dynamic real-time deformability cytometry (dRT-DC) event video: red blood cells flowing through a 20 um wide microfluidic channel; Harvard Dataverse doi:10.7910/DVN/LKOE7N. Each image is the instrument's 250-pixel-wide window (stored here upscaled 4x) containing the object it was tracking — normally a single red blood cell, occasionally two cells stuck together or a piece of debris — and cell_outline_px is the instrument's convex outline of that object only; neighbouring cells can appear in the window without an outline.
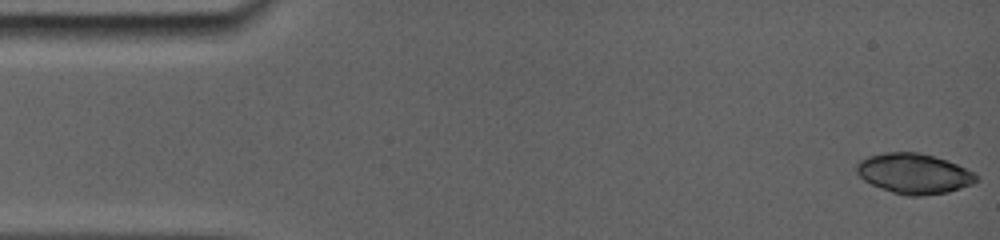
{"species": "common noctule bat (a hibernating species)", "species_latin": "Nyctalus noctula", "temperature_condition": "room temperature", "stored_images_in_passage": 10, "camera_frame_rate_fps": 5000, "um_per_image_px": 0.085, "animal": {"sex": "female", "body_mass_g": 19.0, "forearm_length_mm": 56.7}, "frame": {"image": 1, "passage_image": 1, "time_ms": 0.0, "image_size_px": [1000, 240], "cell_outline_px": [[976, 180], [968, 184], [944, 192], [920, 196], [908, 196], [892, 192], [872, 184], [864, 180], [856, 172], [856, 168], [864, 160], [872, 156], [896, 152], [912, 152], [932, 156], [956, 164], [972, 172], [976, 176]], "centroid_in_image_um": [77.66, 14.77], "position_along_channel_um": 7.3, "area_um2": 26.7}}
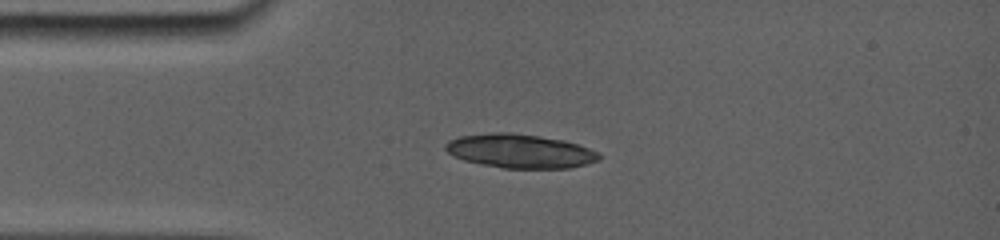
{"frame": {"image": 2, "passage_image": 9, "time_ms": 3.6, "image_size_px": [1000, 240], "cell_outline_px": [[600, 156], [596, 160], [584, 164], [568, 168], [504, 168], [464, 160], [448, 152], [448, 144], [452, 140], [464, 136], [536, 136], [560, 140], [576, 144], [596, 152]], "centroid_in_image_um": [44.29, 12.91], "position_along_channel_um": 40.7, "area_um2": 27.92}}